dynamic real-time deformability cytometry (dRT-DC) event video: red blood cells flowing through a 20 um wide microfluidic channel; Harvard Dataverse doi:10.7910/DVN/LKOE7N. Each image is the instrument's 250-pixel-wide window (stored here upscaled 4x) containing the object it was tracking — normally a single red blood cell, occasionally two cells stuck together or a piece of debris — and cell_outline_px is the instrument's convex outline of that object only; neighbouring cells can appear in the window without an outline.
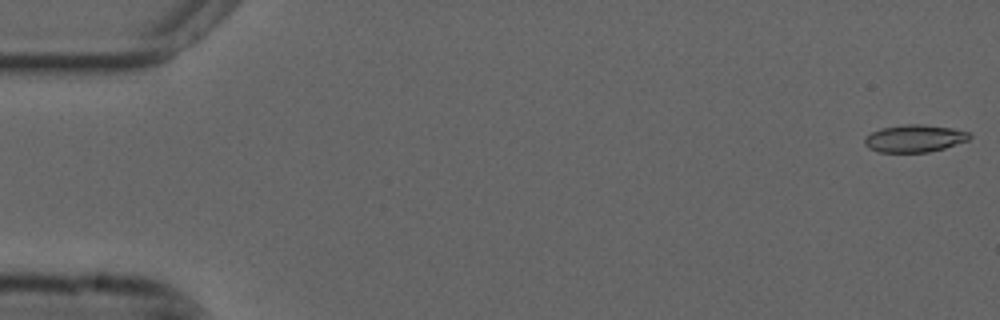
{"species": "common noctule bat (a hibernating species)", "species_latin": "Nyctalus noctula", "temperature_condition": "cold", "stored_images_in_passage": 55, "camera_frame_rate_fps": 3000, "um_per_image_px": 0.085, "animal": {"sex": "male", "forearm_length_mm": 52.5}, "frame": {"image": 1, "passage_image": 1, "time_ms": 0.0, "image_size_px": [1000, 320], "cell_outline_px": [[972, 136], [968, 140], [944, 148], [928, 152], [876, 152], [868, 148], [864, 144], [864, 136], [880, 128], [904, 124], [924, 124], [952, 128], [968, 132]], "centroid_in_image_um": [77.69, 11.76], "position_along_channel_um": 7.3, "area_um2": 16.88}}
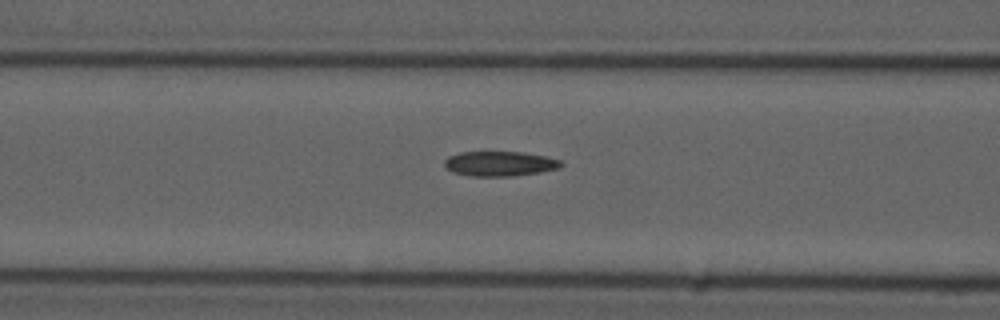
{"frame": {"image": 2, "passage_image": 22, "time_ms": 7.0, "image_size_px": [1000, 320], "cell_outline_px": [[564, 164], [560, 168], [540, 172], [512, 176], [472, 176], [452, 172], [444, 168], [444, 160], [448, 156], [460, 152], [524, 152], [544, 156], [560, 160]], "centroid_in_image_um": [42.45, 13.91], "position_along_channel_um": 124.1, "area_um2": 16.99}}
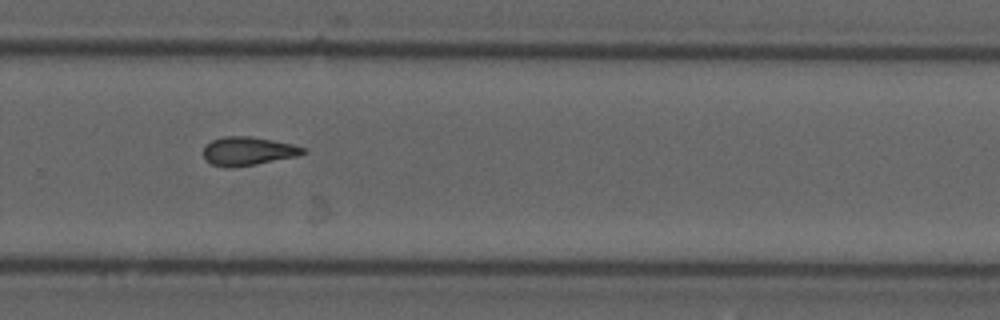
{"frame": {"image": 3, "passage_image": 37, "time_ms": 12.0, "image_size_px": [1000, 320], "cell_outline_px": [[308, 152], [296, 156], [256, 164], [232, 168], [224, 168], [212, 164], [204, 160], [204, 148], [212, 140], [224, 136], [248, 136], [272, 140], [292, 144], [304, 148]], "centroid_in_image_um": [21.05, 12.86], "position_along_channel_um": 308.7, "area_um2": 16.53}, "authors_computed_cell_mechanics": {"area_um2": 16.7042, "velocity_mm_per_s": 3.7018, "shape_relaxation_time_tau1_ms": null, "shape_relaxation_time_tau2_ms": 6.9098, "deformation_change_tau1": null, "deformation_change_tau2": 0.1514}}